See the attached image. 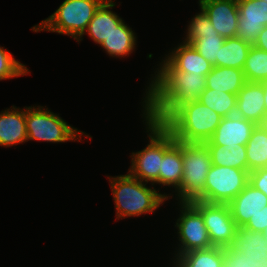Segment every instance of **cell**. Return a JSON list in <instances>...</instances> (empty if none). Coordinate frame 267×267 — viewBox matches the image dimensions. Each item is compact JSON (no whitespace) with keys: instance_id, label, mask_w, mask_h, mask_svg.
<instances>
[{"instance_id":"obj_34","label":"cell","mask_w":267,"mask_h":267,"mask_svg":"<svg viewBox=\"0 0 267 267\" xmlns=\"http://www.w3.org/2000/svg\"><path fill=\"white\" fill-rule=\"evenodd\" d=\"M243 227L254 232L263 233L267 227V206L254 217H251Z\"/></svg>"},{"instance_id":"obj_36","label":"cell","mask_w":267,"mask_h":267,"mask_svg":"<svg viewBox=\"0 0 267 267\" xmlns=\"http://www.w3.org/2000/svg\"><path fill=\"white\" fill-rule=\"evenodd\" d=\"M262 85V88L264 90V104H265V109H266V119H267V79L262 80L260 82Z\"/></svg>"},{"instance_id":"obj_30","label":"cell","mask_w":267,"mask_h":267,"mask_svg":"<svg viewBox=\"0 0 267 267\" xmlns=\"http://www.w3.org/2000/svg\"><path fill=\"white\" fill-rule=\"evenodd\" d=\"M30 74L31 71L26 64L15 59L14 55L6 47L0 45V81Z\"/></svg>"},{"instance_id":"obj_27","label":"cell","mask_w":267,"mask_h":267,"mask_svg":"<svg viewBox=\"0 0 267 267\" xmlns=\"http://www.w3.org/2000/svg\"><path fill=\"white\" fill-rule=\"evenodd\" d=\"M222 117L236 113L237 95L206 88L198 99Z\"/></svg>"},{"instance_id":"obj_33","label":"cell","mask_w":267,"mask_h":267,"mask_svg":"<svg viewBox=\"0 0 267 267\" xmlns=\"http://www.w3.org/2000/svg\"><path fill=\"white\" fill-rule=\"evenodd\" d=\"M249 184L267 196V167L249 172Z\"/></svg>"},{"instance_id":"obj_24","label":"cell","mask_w":267,"mask_h":267,"mask_svg":"<svg viewBox=\"0 0 267 267\" xmlns=\"http://www.w3.org/2000/svg\"><path fill=\"white\" fill-rule=\"evenodd\" d=\"M212 165L234 167L248 171L246 145H206Z\"/></svg>"},{"instance_id":"obj_14","label":"cell","mask_w":267,"mask_h":267,"mask_svg":"<svg viewBox=\"0 0 267 267\" xmlns=\"http://www.w3.org/2000/svg\"><path fill=\"white\" fill-rule=\"evenodd\" d=\"M169 51L165 50L161 55L176 71L192 72L194 74L207 75L213 65L207 61L191 44L180 40L172 44Z\"/></svg>"},{"instance_id":"obj_9","label":"cell","mask_w":267,"mask_h":267,"mask_svg":"<svg viewBox=\"0 0 267 267\" xmlns=\"http://www.w3.org/2000/svg\"><path fill=\"white\" fill-rule=\"evenodd\" d=\"M249 183V171L212 165L204 185V202L229 204Z\"/></svg>"},{"instance_id":"obj_6","label":"cell","mask_w":267,"mask_h":267,"mask_svg":"<svg viewBox=\"0 0 267 267\" xmlns=\"http://www.w3.org/2000/svg\"><path fill=\"white\" fill-rule=\"evenodd\" d=\"M183 175L179 189L169 198L177 202H204V185L212 166L209 150L204 143L181 142ZM171 199V200H170Z\"/></svg>"},{"instance_id":"obj_1","label":"cell","mask_w":267,"mask_h":267,"mask_svg":"<svg viewBox=\"0 0 267 267\" xmlns=\"http://www.w3.org/2000/svg\"><path fill=\"white\" fill-rule=\"evenodd\" d=\"M149 72L142 93L140 114L162 123L178 106L198 100L206 89V76L176 71L162 56Z\"/></svg>"},{"instance_id":"obj_18","label":"cell","mask_w":267,"mask_h":267,"mask_svg":"<svg viewBox=\"0 0 267 267\" xmlns=\"http://www.w3.org/2000/svg\"><path fill=\"white\" fill-rule=\"evenodd\" d=\"M27 143L26 106L15 105L0 111V147L9 148Z\"/></svg>"},{"instance_id":"obj_16","label":"cell","mask_w":267,"mask_h":267,"mask_svg":"<svg viewBox=\"0 0 267 267\" xmlns=\"http://www.w3.org/2000/svg\"><path fill=\"white\" fill-rule=\"evenodd\" d=\"M117 5L119 6L116 0H105L97 9L86 31L76 43L80 45V42L83 41L87 34L95 45L97 44V46H100V44L124 21V18H122L120 14L113 11Z\"/></svg>"},{"instance_id":"obj_3","label":"cell","mask_w":267,"mask_h":267,"mask_svg":"<svg viewBox=\"0 0 267 267\" xmlns=\"http://www.w3.org/2000/svg\"><path fill=\"white\" fill-rule=\"evenodd\" d=\"M222 118L199 100H193L178 106L161 124L177 141L204 143L212 137Z\"/></svg>"},{"instance_id":"obj_29","label":"cell","mask_w":267,"mask_h":267,"mask_svg":"<svg viewBox=\"0 0 267 267\" xmlns=\"http://www.w3.org/2000/svg\"><path fill=\"white\" fill-rule=\"evenodd\" d=\"M225 38L218 33L198 34V38L191 44L213 67H216V59H219L220 48Z\"/></svg>"},{"instance_id":"obj_4","label":"cell","mask_w":267,"mask_h":267,"mask_svg":"<svg viewBox=\"0 0 267 267\" xmlns=\"http://www.w3.org/2000/svg\"><path fill=\"white\" fill-rule=\"evenodd\" d=\"M45 105L26 106L27 142L38 141L52 144L83 142L93 136L74 127ZM84 138V139H82Z\"/></svg>"},{"instance_id":"obj_31","label":"cell","mask_w":267,"mask_h":267,"mask_svg":"<svg viewBox=\"0 0 267 267\" xmlns=\"http://www.w3.org/2000/svg\"><path fill=\"white\" fill-rule=\"evenodd\" d=\"M187 22L183 36L180 37L184 43L189 44L192 40L198 38V34L218 33L210 22L208 15L199 6L198 11Z\"/></svg>"},{"instance_id":"obj_5","label":"cell","mask_w":267,"mask_h":267,"mask_svg":"<svg viewBox=\"0 0 267 267\" xmlns=\"http://www.w3.org/2000/svg\"><path fill=\"white\" fill-rule=\"evenodd\" d=\"M105 0H63L47 18L33 25L34 33L50 32L77 41L86 31L95 12Z\"/></svg>"},{"instance_id":"obj_12","label":"cell","mask_w":267,"mask_h":267,"mask_svg":"<svg viewBox=\"0 0 267 267\" xmlns=\"http://www.w3.org/2000/svg\"><path fill=\"white\" fill-rule=\"evenodd\" d=\"M197 5L208 15L219 35L234 38L238 32L237 0H198Z\"/></svg>"},{"instance_id":"obj_7","label":"cell","mask_w":267,"mask_h":267,"mask_svg":"<svg viewBox=\"0 0 267 267\" xmlns=\"http://www.w3.org/2000/svg\"><path fill=\"white\" fill-rule=\"evenodd\" d=\"M141 116L143 132L147 135L146 145L141 150L132 151L129 155L130 166L127 172L140 181L159 186V169L164 156V126Z\"/></svg>"},{"instance_id":"obj_20","label":"cell","mask_w":267,"mask_h":267,"mask_svg":"<svg viewBox=\"0 0 267 267\" xmlns=\"http://www.w3.org/2000/svg\"><path fill=\"white\" fill-rule=\"evenodd\" d=\"M135 30L124 20L101 44L100 49L110 58L124 59L134 54L138 47Z\"/></svg>"},{"instance_id":"obj_22","label":"cell","mask_w":267,"mask_h":267,"mask_svg":"<svg viewBox=\"0 0 267 267\" xmlns=\"http://www.w3.org/2000/svg\"><path fill=\"white\" fill-rule=\"evenodd\" d=\"M229 247L255 261L267 260V244L262 233L237 227L233 242Z\"/></svg>"},{"instance_id":"obj_10","label":"cell","mask_w":267,"mask_h":267,"mask_svg":"<svg viewBox=\"0 0 267 267\" xmlns=\"http://www.w3.org/2000/svg\"><path fill=\"white\" fill-rule=\"evenodd\" d=\"M191 203L201 212L213 246L229 247L237 231L228 204H211L199 200Z\"/></svg>"},{"instance_id":"obj_26","label":"cell","mask_w":267,"mask_h":267,"mask_svg":"<svg viewBox=\"0 0 267 267\" xmlns=\"http://www.w3.org/2000/svg\"><path fill=\"white\" fill-rule=\"evenodd\" d=\"M252 45L238 37L226 38L220 48L216 67H231L243 70Z\"/></svg>"},{"instance_id":"obj_11","label":"cell","mask_w":267,"mask_h":267,"mask_svg":"<svg viewBox=\"0 0 267 267\" xmlns=\"http://www.w3.org/2000/svg\"><path fill=\"white\" fill-rule=\"evenodd\" d=\"M183 175V160L181 141L175 140L173 135L164 127V156L159 169L158 190L169 200L179 189ZM169 190L167 193L162 190ZM162 190V191H161Z\"/></svg>"},{"instance_id":"obj_2","label":"cell","mask_w":267,"mask_h":267,"mask_svg":"<svg viewBox=\"0 0 267 267\" xmlns=\"http://www.w3.org/2000/svg\"><path fill=\"white\" fill-rule=\"evenodd\" d=\"M106 177L113 196L116 221L145 217L146 214L155 215L168 202L154 185L140 181L128 172Z\"/></svg>"},{"instance_id":"obj_15","label":"cell","mask_w":267,"mask_h":267,"mask_svg":"<svg viewBox=\"0 0 267 267\" xmlns=\"http://www.w3.org/2000/svg\"><path fill=\"white\" fill-rule=\"evenodd\" d=\"M256 124L236 114L223 117L212 137L205 145H246Z\"/></svg>"},{"instance_id":"obj_35","label":"cell","mask_w":267,"mask_h":267,"mask_svg":"<svg viewBox=\"0 0 267 267\" xmlns=\"http://www.w3.org/2000/svg\"><path fill=\"white\" fill-rule=\"evenodd\" d=\"M253 46L267 52V26H265L259 32L258 37Z\"/></svg>"},{"instance_id":"obj_8","label":"cell","mask_w":267,"mask_h":267,"mask_svg":"<svg viewBox=\"0 0 267 267\" xmlns=\"http://www.w3.org/2000/svg\"><path fill=\"white\" fill-rule=\"evenodd\" d=\"M175 202L176 219L173 222L176 239L175 247L170 252L171 260L168 266L181 254L193 250L207 249L212 247L208 231L201 212L191 202ZM178 214V215H177ZM177 245V246H176Z\"/></svg>"},{"instance_id":"obj_13","label":"cell","mask_w":267,"mask_h":267,"mask_svg":"<svg viewBox=\"0 0 267 267\" xmlns=\"http://www.w3.org/2000/svg\"><path fill=\"white\" fill-rule=\"evenodd\" d=\"M238 32L236 37L253 46L259 32L267 26V2L237 0Z\"/></svg>"},{"instance_id":"obj_23","label":"cell","mask_w":267,"mask_h":267,"mask_svg":"<svg viewBox=\"0 0 267 267\" xmlns=\"http://www.w3.org/2000/svg\"><path fill=\"white\" fill-rule=\"evenodd\" d=\"M223 248L212 246L178 256L168 267H223Z\"/></svg>"},{"instance_id":"obj_25","label":"cell","mask_w":267,"mask_h":267,"mask_svg":"<svg viewBox=\"0 0 267 267\" xmlns=\"http://www.w3.org/2000/svg\"><path fill=\"white\" fill-rule=\"evenodd\" d=\"M248 171L267 167V126L256 125L246 143Z\"/></svg>"},{"instance_id":"obj_32","label":"cell","mask_w":267,"mask_h":267,"mask_svg":"<svg viewBox=\"0 0 267 267\" xmlns=\"http://www.w3.org/2000/svg\"><path fill=\"white\" fill-rule=\"evenodd\" d=\"M223 267H267V260L255 261L230 247L223 248Z\"/></svg>"},{"instance_id":"obj_21","label":"cell","mask_w":267,"mask_h":267,"mask_svg":"<svg viewBox=\"0 0 267 267\" xmlns=\"http://www.w3.org/2000/svg\"><path fill=\"white\" fill-rule=\"evenodd\" d=\"M245 82L243 70L231 67H213L206 75V88L235 95Z\"/></svg>"},{"instance_id":"obj_28","label":"cell","mask_w":267,"mask_h":267,"mask_svg":"<svg viewBox=\"0 0 267 267\" xmlns=\"http://www.w3.org/2000/svg\"><path fill=\"white\" fill-rule=\"evenodd\" d=\"M243 73L248 82H261L267 79V52L251 46Z\"/></svg>"},{"instance_id":"obj_17","label":"cell","mask_w":267,"mask_h":267,"mask_svg":"<svg viewBox=\"0 0 267 267\" xmlns=\"http://www.w3.org/2000/svg\"><path fill=\"white\" fill-rule=\"evenodd\" d=\"M235 114L254 122L256 125L265 124L264 90L260 82H245L237 94Z\"/></svg>"},{"instance_id":"obj_37","label":"cell","mask_w":267,"mask_h":267,"mask_svg":"<svg viewBox=\"0 0 267 267\" xmlns=\"http://www.w3.org/2000/svg\"><path fill=\"white\" fill-rule=\"evenodd\" d=\"M262 235L264 236V240L267 244V227L265 228L264 232L262 233Z\"/></svg>"},{"instance_id":"obj_19","label":"cell","mask_w":267,"mask_h":267,"mask_svg":"<svg viewBox=\"0 0 267 267\" xmlns=\"http://www.w3.org/2000/svg\"><path fill=\"white\" fill-rule=\"evenodd\" d=\"M228 206L237 227H243L251 217L267 206V196L248 183Z\"/></svg>"}]
</instances>
